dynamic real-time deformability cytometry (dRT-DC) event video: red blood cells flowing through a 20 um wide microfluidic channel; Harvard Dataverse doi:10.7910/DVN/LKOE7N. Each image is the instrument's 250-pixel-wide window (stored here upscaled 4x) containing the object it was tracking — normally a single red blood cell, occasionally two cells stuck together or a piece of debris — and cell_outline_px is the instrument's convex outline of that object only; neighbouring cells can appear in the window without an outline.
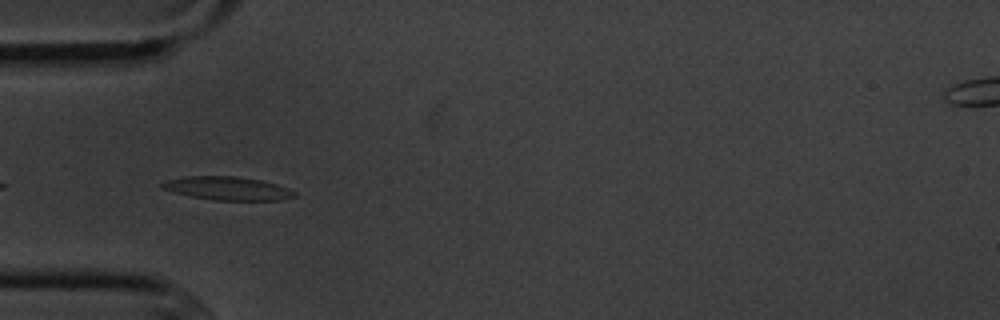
{"species": "common noctule bat (a hibernating species)", "species_latin": "Nyctalus noctula", "temperature_condition": "cold", "stored_images_in_passage": 14, "camera_frame_rate_fps": 3000, "um_per_image_px": 0.085, "animal": {"sex": "male", "body_mass_g": 20.1, "forearm_length_mm": 53.5}, "frame": {"image": 1, "passage_image": 4, "time_ms": 4.667, "image_size_px": [1000, 320], "cell_outline_px": [[296, 196], [280, 200], [212, 200], [192, 196], [160, 188], [160, 184], [164, 180], [184, 176], [236, 176], [260, 180], [276, 184], [288, 188], [296, 192]], "centroid_in_image_um": [19.32, 16.0], "position_along_channel_um": 65.7, "area_um2": 18.03}}
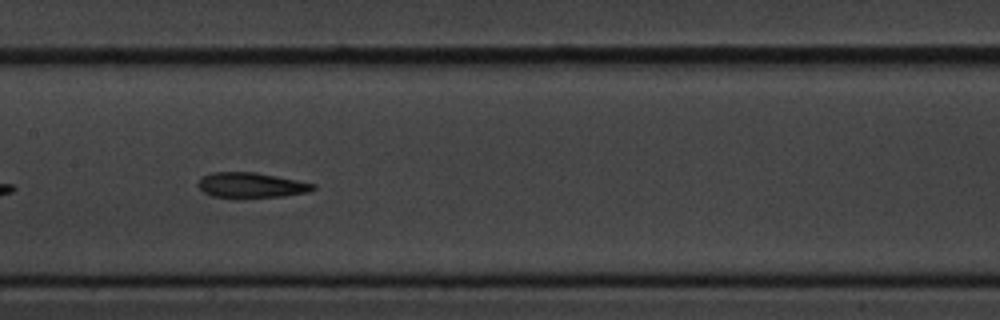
{"frame": {"image": 2, "passage_image": 7, "time_ms": 8.0, "image_size_px": [1000, 320], "cell_outline_px": [[316, 188], [308, 192], [284, 196], [212, 196], [204, 192], [196, 184], [204, 176], [212, 172], [256, 172], [316, 184]], "centroid_in_image_um": [21.37, 15.71], "position_along_channel_um": 186.0, "area_um2": 16.36}}
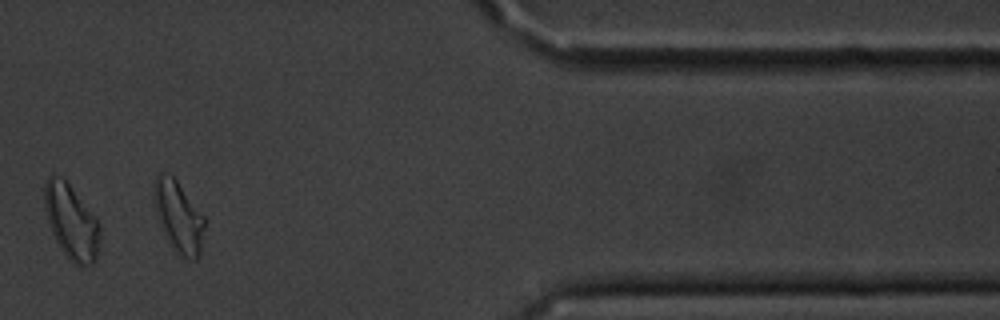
{"frame": {"image": 3, "passage_image": 12, "time_ms": 14.667, "image_size_px": [1000, 320], "cell_outline_px": [[100, 236], [96, 260], [92, 264], [80, 268], [72, 264], [60, 248], [52, 232], [48, 220], [44, 204], [44, 184], [48, 176], [52, 176], [64, 180], [68, 184], [96, 216], [100, 224]], "centroid_in_image_um": [6.09, 18.93], "position_along_channel_um": 405.3, "area_um2": 24.1}, "authors_computed_cell_mechanics": {"area_um2": 17.9758, "velocity_mm_per_s": 3.6135, "shape_relaxation_time_tau1_ms": null, "shape_relaxation_time_tau2_ms": 3.6986, "deformation_change_tau1": null, "deformation_change_tau2": 0.1051}}